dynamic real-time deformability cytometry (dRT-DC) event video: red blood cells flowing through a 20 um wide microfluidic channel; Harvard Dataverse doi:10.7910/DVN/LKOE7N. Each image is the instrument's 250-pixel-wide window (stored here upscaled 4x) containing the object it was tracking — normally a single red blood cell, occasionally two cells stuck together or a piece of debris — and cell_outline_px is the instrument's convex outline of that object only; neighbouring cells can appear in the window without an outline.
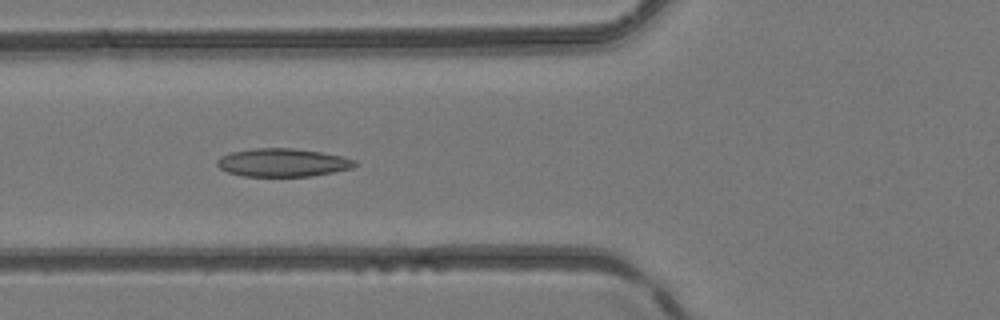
{"species": "common noctule bat (a hibernating species)", "species_latin": "Nyctalus noctula", "temperature_condition": "room temperature", "stored_images_in_passage": 49, "camera_frame_rate_fps": 3000, "um_per_image_px": 0.085, "animal": {"sex": "female", "body_mass_g": 24.6, "forearm_length_mm": 56.2}, "frame": {"image": 1, "passage_image": 19, "time_ms": 6.0, "image_size_px": [1000, 320], "cell_outline_px": [[356, 164], [352, 168], [312, 176], [240, 176], [228, 172], [220, 168], [216, 164], [216, 160], [220, 156], [232, 152], [252, 148], [296, 148], [344, 156], [356, 160]], "centroid_in_image_um": [24.01, 13.81], "position_along_channel_um": 101.8, "area_um2": 22.72}}
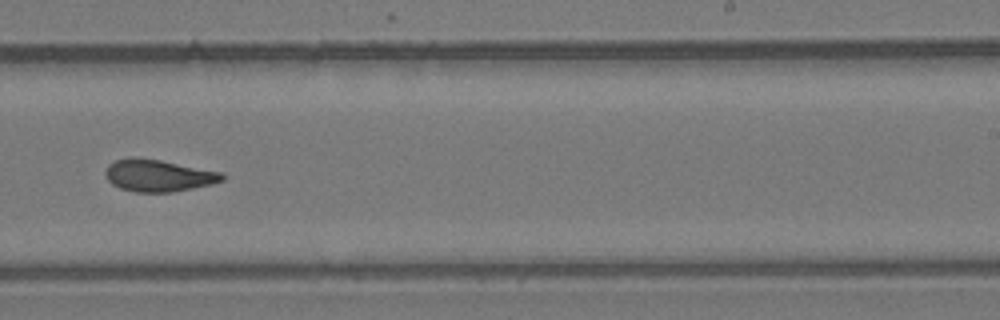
{"frame": {"image": 2, "passage_image": 31, "time_ms": 10.0, "image_size_px": [1000, 320], "cell_outline_px": [[224, 180], [212, 184], [172, 192], [136, 192], [120, 188], [112, 184], [108, 180], [104, 172], [108, 164], [116, 160], [132, 156], [136, 156], [160, 160], [224, 172]], "centroid_in_image_um": [13.45, 14.91], "position_along_channel_um": 275.5, "area_um2": 21.96}}
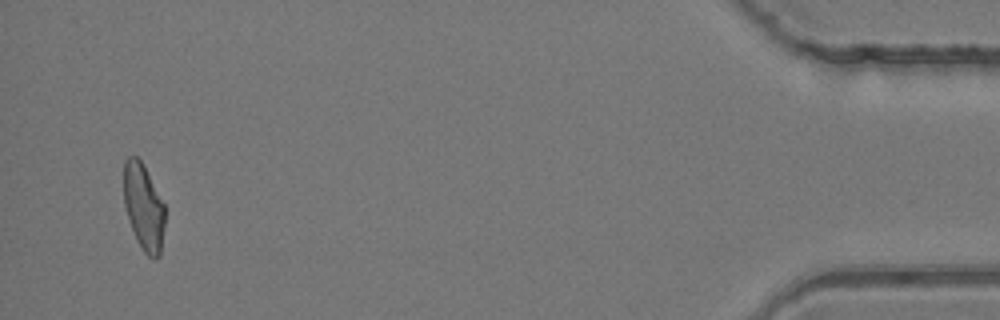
{"frame": {"image": 3, "passage_image": 47, "time_ms": 15.333, "image_size_px": [1000, 320], "cell_outline_px": [[164, 224], [160, 256], [156, 260], [152, 260], [144, 252], [136, 240], [128, 220], [124, 204], [124, 160], [128, 156], [136, 156], [140, 160], [164, 204]], "centroid_in_image_um": [12.19, 17.65], "position_along_channel_um": 423.0, "area_um2": 20.63}}